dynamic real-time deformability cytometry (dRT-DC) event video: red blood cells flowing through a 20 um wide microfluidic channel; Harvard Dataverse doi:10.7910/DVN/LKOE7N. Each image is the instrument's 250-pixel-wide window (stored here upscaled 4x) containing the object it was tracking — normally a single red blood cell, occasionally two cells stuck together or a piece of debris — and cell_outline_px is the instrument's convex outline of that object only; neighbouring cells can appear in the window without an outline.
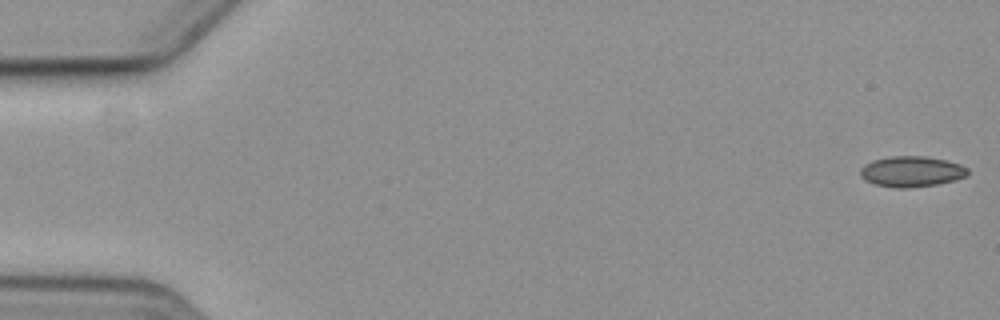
{"species": "common noctule bat (a hibernating species)", "species_latin": "Nyctalus noctula", "temperature_condition": "cold", "stored_images_in_passage": 5, "segment_of_instrument_passage": [2, 2], "camera_frame_rate_fps": 3000, "um_per_image_px": 0.085, "animal": {"sex": "female", "body_mass_g": 19.3, "forearm_length_mm": 54.1}, "frame": {"image": 1, "passage_image": 5, "time_ms": 5.333, "image_size_px": [1000, 320], "cell_outline_px": [[968, 176], [956, 180], [936, 184], [908, 188], [896, 188], [876, 184], [864, 180], [860, 176], [860, 168], [864, 164], [872, 160], [888, 156], [924, 156], [948, 160], [960, 164], [968, 168]], "centroid_in_image_um": [77.48, 14.57], "position_along_channel_um": 7.5, "area_um2": 19.42}}